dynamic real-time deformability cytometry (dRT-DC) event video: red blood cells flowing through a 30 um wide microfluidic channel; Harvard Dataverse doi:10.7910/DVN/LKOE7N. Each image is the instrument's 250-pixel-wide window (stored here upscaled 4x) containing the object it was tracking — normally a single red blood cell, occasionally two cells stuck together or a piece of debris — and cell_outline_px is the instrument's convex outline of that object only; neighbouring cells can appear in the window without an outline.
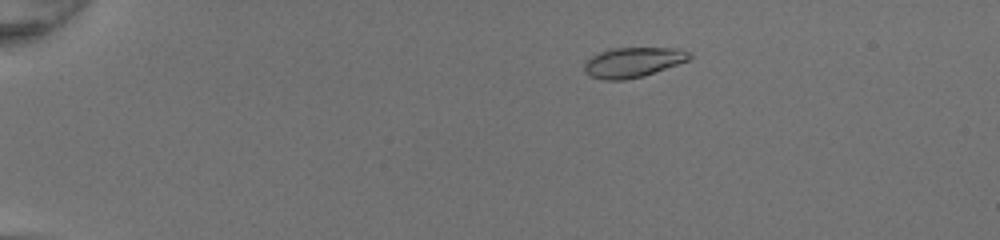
{"species": "common noctule bat (a hibernating species)", "species_latin": "Nyctalus noctula", "temperature_condition": "room temperature", "stored_images_in_passage": 49, "camera_frame_rate_fps": 3000, "um_per_image_px": 0.085, "animal": {"sex": "female", "body_mass_g": 20.0, "forearm_length_mm": 54.0}, "frame": {"image": 1, "passage_image": 9, "time_ms": 2.667, "image_size_px": [1000, 240], "cell_outline_px": [[692, 56], [688, 60], [644, 76], [624, 80], [604, 80], [588, 76], [584, 72], [584, 64], [592, 56], [608, 48], [680, 48], [692, 52]], "centroid_in_image_um": [53.8, 5.29], "position_along_channel_um": 31.2, "area_um2": 18.5}}
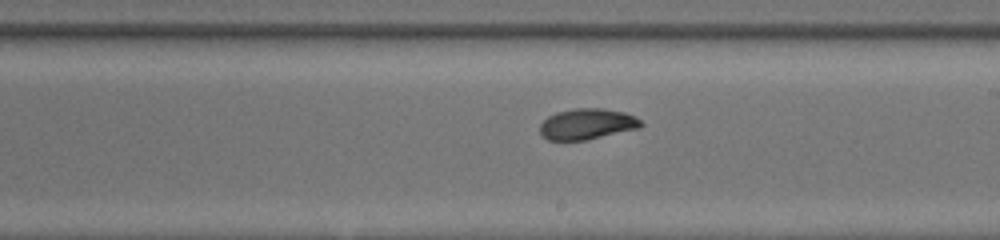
{"frame": {"image": 2, "passage_image": 30, "time_ms": 9.667, "image_size_px": [1000, 240], "cell_outline_px": [[644, 124], [640, 128], [584, 140], [548, 140], [540, 132], [540, 124], [548, 116], [556, 112], [576, 108], [604, 108], [624, 112], [640, 120]], "centroid_in_image_um": [49.9, 10.53], "position_along_channel_um": 239.1, "area_um2": 18.03}}
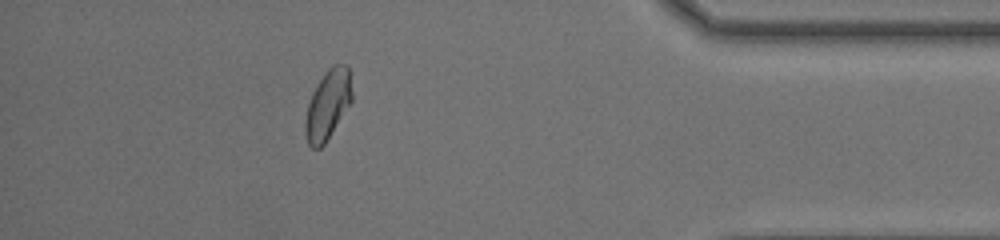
{"frame": {"image": 3, "passage_image": 44, "time_ms": 14.333, "image_size_px": [1000, 240], "cell_outline_px": [[352, 100], [324, 144], [320, 148], [312, 148], [308, 144], [304, 132], [304, 120], [308, 104], [312, 92], [316, 84], [328, 68], [332, 64], [344, 64], [348, 68], [352, 92]], "centroid_in_image_um": [27.83, 8.9], "position_along_channel_um": 407.4, "area_um2": 18.79}, "authors_computed_cell_mechanics": {"area_um2": 18.6116, "velocity_mm_per_s": 4.3055, "shape_relaxation_time_tau1_ms": 3.1033, "shape_relaxation_time_tau2_ms": 1.1027, "deformation_change_tau1": 0.1619, "deformation_change_tau2": 0.0492}}